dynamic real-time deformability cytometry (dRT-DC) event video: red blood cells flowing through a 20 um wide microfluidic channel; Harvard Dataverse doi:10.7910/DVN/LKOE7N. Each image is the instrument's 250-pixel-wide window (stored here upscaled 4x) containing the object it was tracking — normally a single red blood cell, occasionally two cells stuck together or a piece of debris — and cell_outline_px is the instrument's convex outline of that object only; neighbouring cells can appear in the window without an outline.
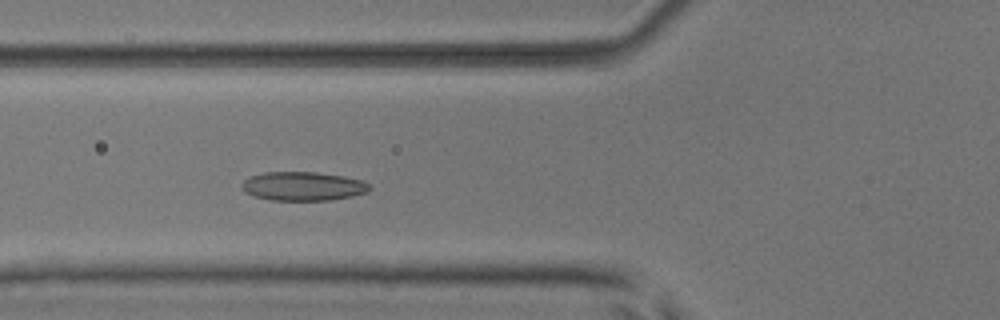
{"species": "common noctule bat (a hibernating species)", "species_latin": "Nyctalus noctula", "temperature_condition": "room temperature", "stored_images_in_passage": 4, "camera_frame_rate_fps": 3000, "um_per_image_px": 0.085, "animal": {"sex": "male", "body_mass_g": 17.9, "forearm_length_mm": 54.2}, "frame": {"image": 1, "passage_image": 4, "time_ms": 1.0, "image_size_px": [1000, 320], "cell_outline_px": [[372, 188], [368, 192], [352, 196], [328, 200], [272, 200], [252, 196], [244, 192], [240, 188], [240, 184], [248, 176], [264, 172], [316, 172], [344, 176], [364, 180]], "centroid_in_image_um": [25.72, 15.82], "position_along_channel_um": 100.1, "area_um2": 21.79}}